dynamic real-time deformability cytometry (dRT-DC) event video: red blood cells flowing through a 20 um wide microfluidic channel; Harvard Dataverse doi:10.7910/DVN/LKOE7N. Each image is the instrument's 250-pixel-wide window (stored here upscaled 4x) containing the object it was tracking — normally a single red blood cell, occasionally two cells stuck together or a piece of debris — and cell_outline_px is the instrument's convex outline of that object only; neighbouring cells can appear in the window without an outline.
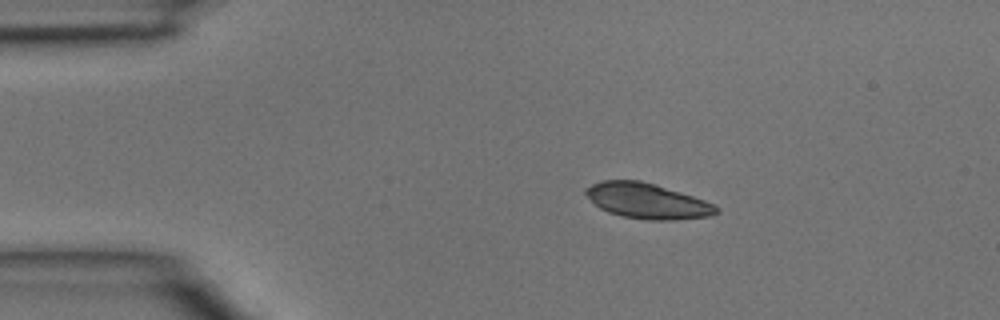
{"species": "common noctule bat (a hibernating species)", "species_latin": "Nyctalus noctula", "temperature_condition": "room temperature", "stored_images_in_passage": 2, "camera_frame_rate_fps": 3000, "um_per_image_px": 0.085, "animal": {"sex": "male", "body_mass_g": 15.6}, "frame": {"image": 1, "passage_image": 1, "time_ms": 0.0, "image_size_px": [1000, 320], "cell_outline_px": [[720, 212], [712, 216], [676, 220], [648, 220], [620, 216], [608, 212], [600, 208], [584, 192], [584, 188], [600, 180], [640, 180], [656, 184], [704, 200], [720, 208]], "centroid_in_image_um": [55.02, 17.08], "position_along_channel_um": 30.0, "area_um2": 26.99}}